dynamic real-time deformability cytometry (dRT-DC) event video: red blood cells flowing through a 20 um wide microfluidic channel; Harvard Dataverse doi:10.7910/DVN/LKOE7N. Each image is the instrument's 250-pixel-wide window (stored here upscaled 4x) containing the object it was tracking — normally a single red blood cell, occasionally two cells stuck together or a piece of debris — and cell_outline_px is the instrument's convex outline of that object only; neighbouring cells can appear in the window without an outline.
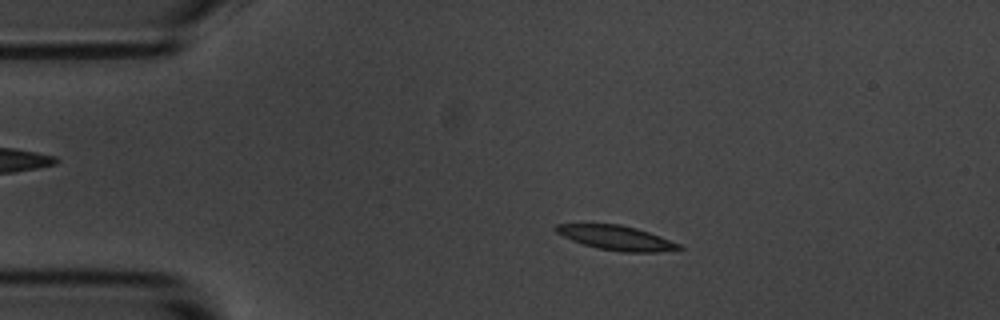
{"species": "common noctule bat (a hibernating species)", "species_latin": "Nyctalus noctula", "temperature_condition": "room temperature", "stored_images_in_passage": 4, "camera_frame_rate_fps": 3000, "um_per_image_px": 0.085, "animal": {"sex": "male", "body_mass_g": 20.1, "forearm_length_mm": 53.5}, "frame": {"image": 1, "passage_image": 2, "time_ms": 2.0, "image_size_px": [1000, 320], "cell_outline_px": [[684, 248], [660, 252], [624, 252], [596, 248], [572, 240], [556, 232], [552, 228], [556, 224], [620, 224], [636, 228], [660, 236], [680, 244]], "centroid_in_image_um": [52.39, 20.21], "position_along_channel_um": 32.6, "area_um2": 17.46}}